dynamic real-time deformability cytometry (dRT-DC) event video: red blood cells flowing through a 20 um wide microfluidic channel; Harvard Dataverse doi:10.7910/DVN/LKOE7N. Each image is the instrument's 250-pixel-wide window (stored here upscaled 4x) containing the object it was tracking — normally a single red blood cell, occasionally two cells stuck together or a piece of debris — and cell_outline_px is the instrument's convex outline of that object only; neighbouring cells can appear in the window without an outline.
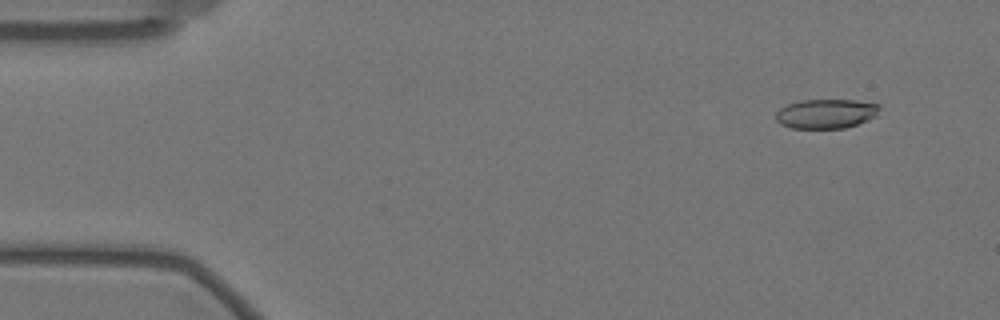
{"species": "Egyptian fruit bat (a non-hibernating species)", "species_latin": "Rousettus aegyptiacus", "temperature_condition": "warm", "stored_images_in_passage": 57, "camera_frame_rate_fps": 3000, "um_per_image_px": 0.085, "animal": {"sex": "female"}, "frame": {"image": 1, "passage_image": 4, "time_ms": 1.0, "image_size_px": [1000, 320], "cell_outline_px": [[880, 108], [876, 116], [868, 120], [844, 128], [792, 128], [780, 124], [776, 120], [776, 112], [780, 108], [788, 104], [800, 100], [856, 100], [880, 104]], "centroid_in_image_um": [70.22, 9.66], "position_along_channel_um": 14.8, "area_um2": 17.8}}
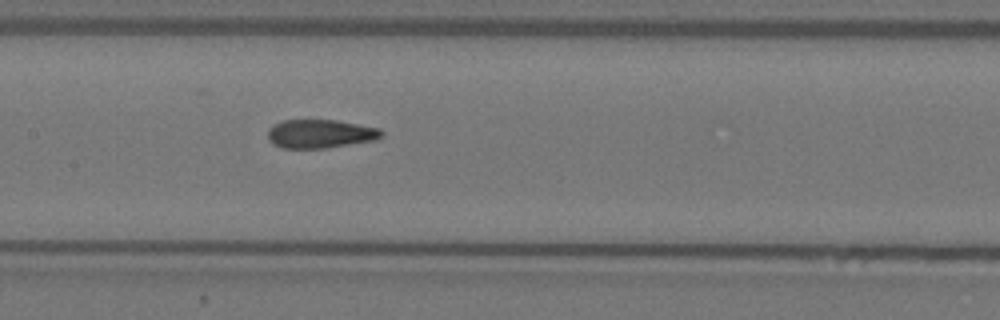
{"frame": {"image": 2, "passage_image": 27, "time_ms": 8.667, "image_size_px": [1000, 320], "cell_outline_px": [[384, 136], [376, 140], [324, 148], [280, 148], [272, 144], [268, 140], [268, 128], [272, 124], [284, 120], [336, 120], [380, 128], [384, 132]], "centroid_in_image_um": [27.21, 11.37], "position_along_channel_um": 180.2, "area_um2": 19.19}}
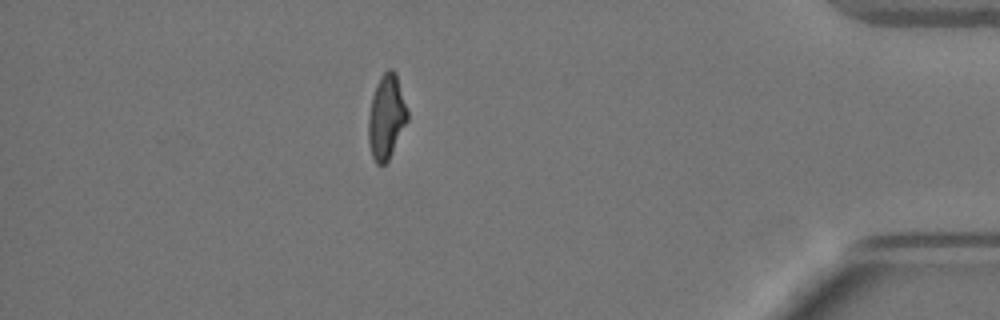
{"frame": {"image": 3, "passage_image": 50, "time_ms": 16.333, "image_size_px": [1000, 320], "cell_outline_px": [[408, 120], [388, 160], [384, 164], [376, 164], [372, 156], [368, 140], [368, 116], [372, 96], [376, 84], [380, 76], [388, 68], [392, 68], [396, 72], [408, 108]], "centroid_in_image_um": [32.85, 9.89], "position_along_channel_um": 402.4, "area_um2": 19.36}, "authors_computed_cell_mechanics": {"area_um2": 19.363, "velocity_mm_per_s": 3.4931, "shape_relaxation_time_tau1_ms": null, "shape_relaxation_time_tau2_ms": 1.5669, "deformation_change_tau1": null, "deformation_change_tau2": 0.0903}}